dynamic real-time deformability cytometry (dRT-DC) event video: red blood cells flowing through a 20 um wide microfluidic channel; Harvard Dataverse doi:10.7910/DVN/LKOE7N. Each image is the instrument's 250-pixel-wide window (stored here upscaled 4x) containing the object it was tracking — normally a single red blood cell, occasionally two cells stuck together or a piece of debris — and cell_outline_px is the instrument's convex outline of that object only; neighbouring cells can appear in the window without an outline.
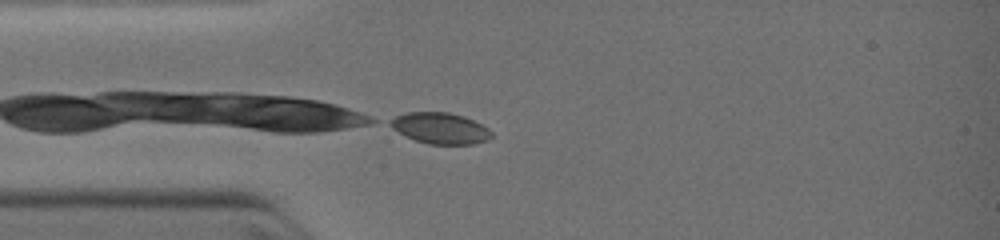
{"species": "common noctule bat (a hibernating species)", "species_latin": "Nyctalus noctula", "temperature_condition": "warm", "stored_images_in_passage": 5, "camera_frame_rate_fps": 3000, "um_per_image_px": 0.085, "animal": {"sex": "female", "body_mass_g": 19.0, "forearm_length_mm": 51.5}, "frame": {"image": 1, "passage_image": 4, "time_ms": 1.667, "image_size_px": [1000, 240], "cell_outline_px": [[492, 136], [488, 140], [472, 144], [428, 144], [416, 140], [384, 124], [388, 120], [396, 116], [408, 112], [448, 112], [464, 116], [488, 128], [492, 132]], "centroid_in_image_um": [37.39, 10.89], "position_along_channel_um": 47.6, "area_um2": 18.32}}